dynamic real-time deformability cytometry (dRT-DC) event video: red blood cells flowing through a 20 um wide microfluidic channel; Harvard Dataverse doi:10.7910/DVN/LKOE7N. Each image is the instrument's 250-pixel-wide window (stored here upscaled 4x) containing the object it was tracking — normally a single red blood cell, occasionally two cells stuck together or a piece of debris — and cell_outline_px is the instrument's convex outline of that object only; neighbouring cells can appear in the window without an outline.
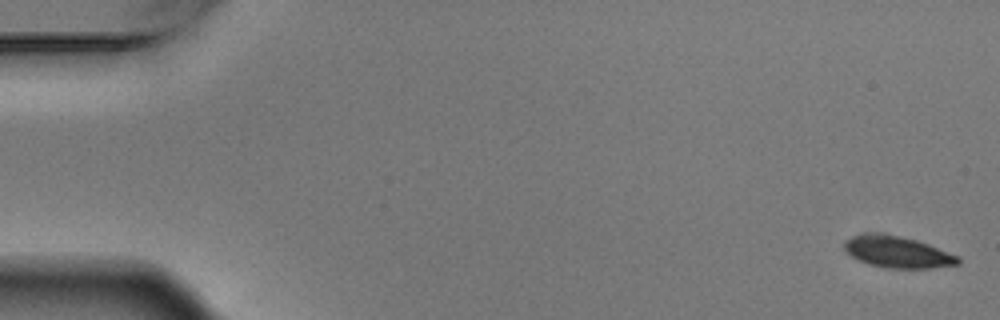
{"species": "Egyptian fruit bat (a non-hibernating species)", "species_latin": "Rousettus aegyptiacus", "temperature_condition": "warm", "stored_images_in_passage": 7, "camera_frame_rate_fps": 3000, "um_per_image_px": 0.085, "animal": {"sex": "male"}, "frame": {"image": 1, "passage_image": 1, "time_ms": 0.0, "image_size_px": [1000, 320], "cell_outline_px": [[960, 264], [928, 268], [884, 268], [868, 264], [844, 252], [844, 240], [852, 236], [900, 236], [916, 240], [928, 244], [960, 256]], "centroid_in_image_um": [76.33, 21.47], "position_along_channel_um": 8.7, "area_um2": 20.29}}
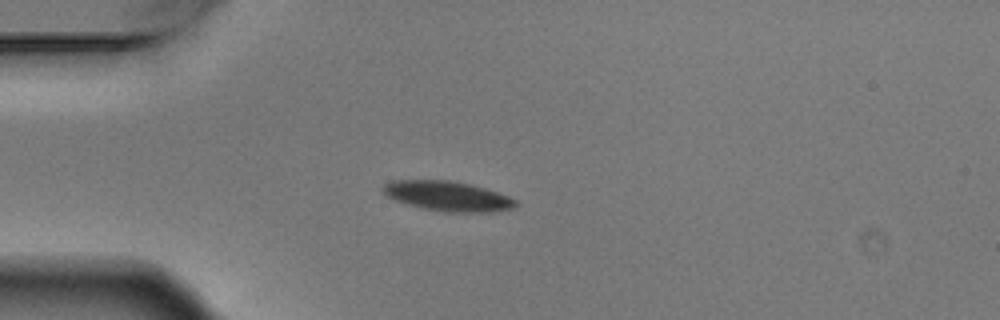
{"frame": {"image": 2, "passage_image": 5, "time_ms": 1.333, "image_size_px": [1000, 320], "cell_outline_px": [[520, 204], [516, 208], [488, 212], [444, 212], [424, 208], [408, 204], [396, 200], [388, 196], [380, 188], [384, 184], [392, 180], [448, 180], [468, 184], [484, 188], [508, 196], [516, 200]], "centroid_in_image_um": [38.07, 16.67], "position_along_channel_um": 46.9, "area_um2": 22.95}}
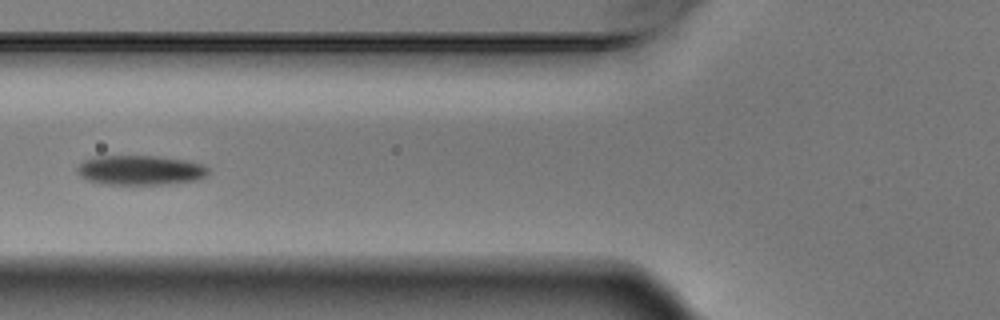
{"frame": {"image": 3, "passage_image": 7, "time_ms": 2.0, "image_size_px": [1000, 320], "cell_outline_px": [[208, 176], [200, 180], [168, 184], [100, 184], [88, 180], [80, 176], [76, 172], [76, 164], [84, 160], [96, 156], [156, 156], [184, 160], [204, 164], [208, 168]], "centroid_in_image_um": [11.91, 14.47], "position_along_channel_um": 113.9, "area_um2": 23.0}}